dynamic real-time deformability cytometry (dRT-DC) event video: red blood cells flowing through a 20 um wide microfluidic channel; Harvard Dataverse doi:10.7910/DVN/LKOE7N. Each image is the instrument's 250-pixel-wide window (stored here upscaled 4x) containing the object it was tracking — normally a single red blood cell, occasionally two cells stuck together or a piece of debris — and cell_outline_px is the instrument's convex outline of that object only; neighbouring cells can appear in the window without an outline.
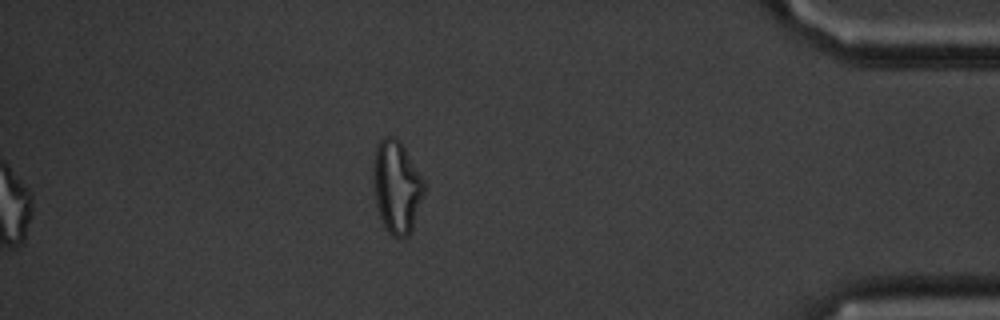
{"species": "common noctule bat (a hibernating species)", "species_latin": "Nyctalus noctula", "temperature_condition": "cold", "stored_images_in_passage": 43, "segment_of_instrument_passage": [2, 2], "camera_frame_rate_fps": 3000, "um_per_image_px": 0.085, "animal": {"sex": "male", "body_mass_g": 20.1, "forearm_length_mm": 53.5}, "frame": {"image": 1, "passage_image": 43, "time_ms": 14.0, "image_size_px": [1000, 320], "cell_outline_px": [[428, 188], [412, 228], [408, 236], [392, 236], [388, 232], [380, 216], [376, 204], [372, 168], [376, 148], [380, 140], [384, 136], [392, 136], [400, 140], [424, 180]], "centroid_in_image_um": [33.75, 15.86], "position_along_channel_um": 401.5, "area_um2": 27.57}}